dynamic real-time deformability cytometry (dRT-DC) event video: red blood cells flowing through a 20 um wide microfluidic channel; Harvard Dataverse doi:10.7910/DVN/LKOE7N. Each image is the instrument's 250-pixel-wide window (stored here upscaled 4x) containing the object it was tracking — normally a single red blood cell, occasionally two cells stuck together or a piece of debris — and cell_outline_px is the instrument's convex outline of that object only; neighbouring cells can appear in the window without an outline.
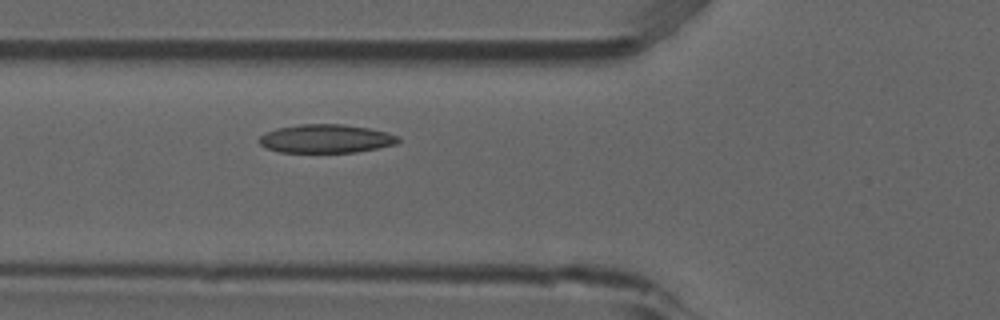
{"species": "common noctule bat (a hibernating species)", "species_latin": "Nyctalus noctula", "temperature_condition": "room temperature", "stored_images_in_passage": 5, "camera_frame_rate_fps": 3000, "um_per_image_px": 0.085, "animal": {"sex": "male", "forearm_length_mm": 52.5}, "frame": {"image": 1, "passage_image": 5, "time_ms": 1.333, "image_size_px": [1000, 320], "cell_outline_px": [[400, 140], [396, 144], [356, 152], [280, 152], [264, 148], [256, 140], [260, 136], [276, 128], [300, 124], [344, 124], [368, 128], [400, 136]], "centroid_in_image_um": [27.67, 11.79], "position_along_channel_um": 98.1, "area_um2": 23.12}}